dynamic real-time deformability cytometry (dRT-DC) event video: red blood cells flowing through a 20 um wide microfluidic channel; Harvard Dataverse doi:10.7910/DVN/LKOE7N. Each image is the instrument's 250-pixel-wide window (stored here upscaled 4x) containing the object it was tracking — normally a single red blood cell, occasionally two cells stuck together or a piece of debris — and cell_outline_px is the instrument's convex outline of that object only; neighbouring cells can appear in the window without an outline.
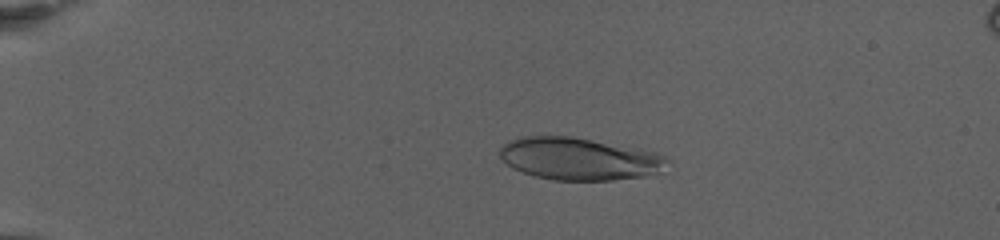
{"species": "human", "species_latin": "Homo sapiens", "temperature_condition": "warm", "stored_images_in_passage": 61, "camera_frame_rate_fps": 3000, "um_per_image_px": 0.085, "donor": {"sex": "female"}, "frame": {"image": 1, "passage_image": 4, "time_ms": 1.0, "image_size_px": [1000, 240], "cell_outline_px": [[672, 160], [660, 172], [644, 176], [612, 180], [552, 180], [532, 176], [512, 168], [500, 156], [500, 148], [508, 140], [520, 136], [572, 136], [656, 152]], "centroid_in_image_um": [49.23, 13.5], "position_along_channel_um": 35.8, "area_um2": 41.5}}
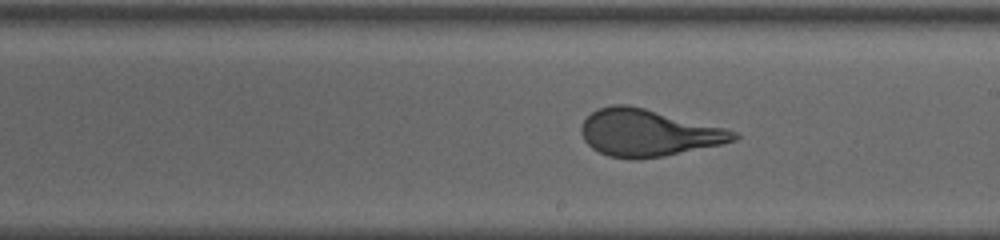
{"frame": {"image": 2, "passage_image": 32, "time_ms": 10.333, "image_size_px": [1000, 240], "cell_outline_px": [[740, 136], [736, 140], [720, 144], [664, 156], [636, 160], [608, 156], [592, 148], [584, 140], [580, 132], [580, 128], [584, 120], [592, 112], [600, 108], [612, 104], [628, 104], [724, 128], [736, 132]], "centroid_in_image_um": [55.05, 11.29], "position_along_channel_um": 234.0, "area_um2": 41.38}}
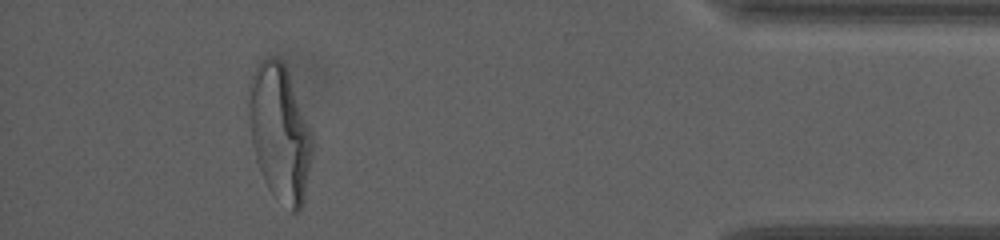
{"frame": {"image": 3, "passage_image": 55, "time_ms": 18.0, "image_size_px": [1000, 240], "cell_outline_px": [[312, 156], [304, 200], [300, 208], [296, 212], [292, 212], [268, 188], [264, 180], [256, 160], [252, 144], [248, 120], [248, 84], [256, 68], [268, 56], [280, 60], [284, 64], [288, 72], [312, 132]], "centroid_in_image_um": [23.77, 11.29], "position_along_channel_um": 411.4, "area_um2": 50.17}, "authors_computed_cell_mechanics": {"area_um2": 42.3096, "velocity_mm_per_s": 2.8807, "shape_relaxation_time_tau1_ms": 5.9128, "shape_relaxation_time_tau2_ms": null, "deformation_change_tau1": 0.2314, "deformation_change_tau2": null}}